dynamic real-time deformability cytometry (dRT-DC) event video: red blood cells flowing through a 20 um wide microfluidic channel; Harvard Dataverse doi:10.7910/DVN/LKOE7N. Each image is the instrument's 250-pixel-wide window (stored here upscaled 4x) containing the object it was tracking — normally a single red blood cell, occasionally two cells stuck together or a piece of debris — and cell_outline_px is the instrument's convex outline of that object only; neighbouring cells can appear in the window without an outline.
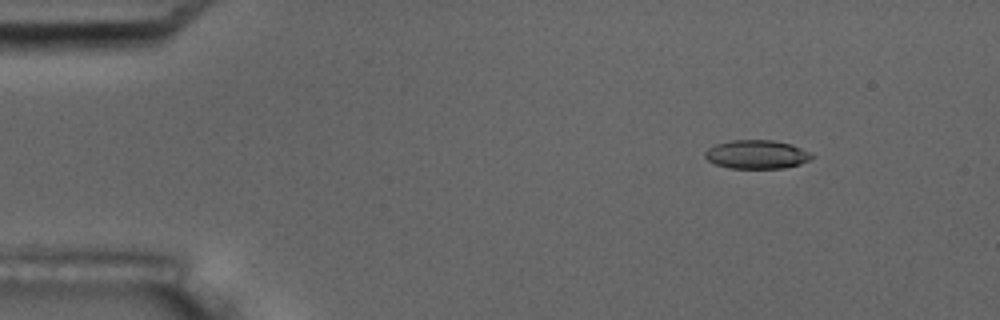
{"species": "common noctule bat (a hibernating species)", "species_latin": "Nyctalus noctula", "temperature_condition": "room temperature", "stored_images_in_passage": 4, "camera_frame_rate_fps": 3000, "um_per_image_px": 0.085, "animal": {"sex": "male", "body_mass_g": 17.5, "forearm_length_mm": 52.3}, "frame": {"image": 1, "passage_image": 1, "time_ms": 0.0, "image_size_px": [1000, 320], "cell_outline_px": [[816, 156], [800, 164], [784, 168], [728, 168], [716, 164], [708, 160], [704, 156], [704, 152], [708, 148], [716, 144], [732, 140], [772, 140], [792, 144]], "centroid_in_image_um": [64.31, 13.12], "position_along_channel_um": 20.7, "area_um2": 17.8}}